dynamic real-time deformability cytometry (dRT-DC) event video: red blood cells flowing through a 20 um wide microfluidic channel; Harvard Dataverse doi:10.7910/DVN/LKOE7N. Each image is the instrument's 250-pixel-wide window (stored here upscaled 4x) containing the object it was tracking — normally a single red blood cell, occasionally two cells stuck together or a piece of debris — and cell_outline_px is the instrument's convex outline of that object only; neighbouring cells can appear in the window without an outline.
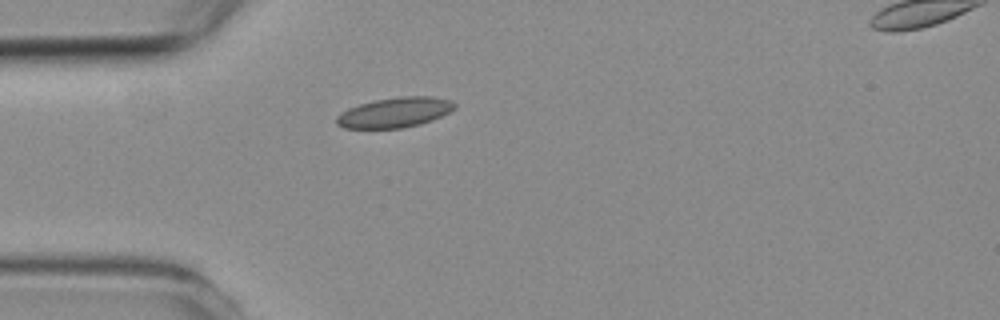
{"species": "common noctule bat (a hibernating species)", "species_latin": "Nyctalus noctula", "temperature_condition": "room temperature", "stored_images_in_passage": 1, "camera_frame_rate_fps": 3000, "um_per_image_px": 0.085, "animal": {"sex": "female", "body_mass_g": 19.3, "forearm_length_mm": 54.1}, "frame": {"image": 1, "passage_image": 1, "time_ms": 0.0, "image_size_px": [1000, 320], "cell_outline_px": [[456, 108], [432, 120], [420, 124], [400, 128], [344, 128], [336, 124], [336, 116], [340, 112], [348, 108], [360, 104], [376, 100], [400, 96], [432, 96], [452, 100], [456, 104]], "centroid_in_image_um": [33.55, 9.55], "position_along_channel_um": 51.4, "area_um2": 20.69}}